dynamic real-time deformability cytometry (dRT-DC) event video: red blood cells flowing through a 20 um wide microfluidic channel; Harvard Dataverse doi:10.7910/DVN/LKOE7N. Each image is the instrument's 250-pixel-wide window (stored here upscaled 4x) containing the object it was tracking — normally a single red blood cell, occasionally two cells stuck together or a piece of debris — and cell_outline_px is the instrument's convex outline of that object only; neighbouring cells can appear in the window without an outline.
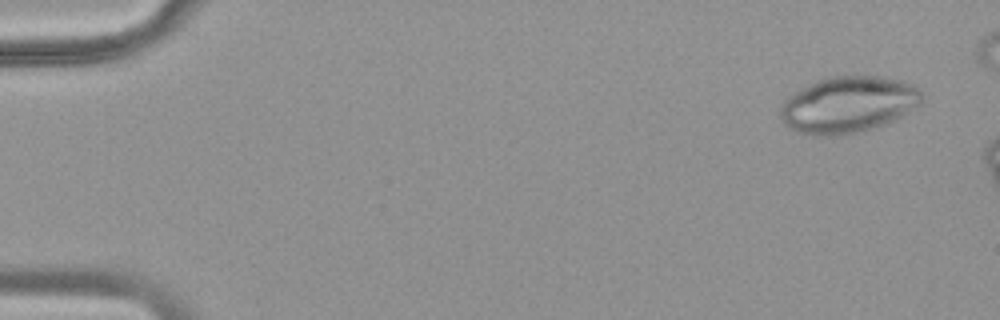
{"species": "common noctule bat (a hibernating species)", "species_latin": "Nyctalus noctula", "temperature_condition": "warm", "stored_images_in_passage": 15, "camera_frame_rate_fps": 3000, "um_per_image_px": 0.085, "animal": {"sex": "female", "body_mass_g": 18.4}, "frame": {"image": 1, "passage_image": 3, "time_ms": 0.667, "image_size_px": [1000, 320], "cell_outline_px": [[924, 96], [920, 104], [900, 116], [884, 124], [864, 132], [836, 136], [812, 136], [796, 132], [784, 124], [780, 116], [780, 108], [784, 100], [788, 96], [800, 88], [824, 76], [884, 76], [904, 80], [916, 88]], "centroid_in_image_um": [72.06, 8.9], "position_along_channel_um": 12.9, "area_um2": 47.05}}